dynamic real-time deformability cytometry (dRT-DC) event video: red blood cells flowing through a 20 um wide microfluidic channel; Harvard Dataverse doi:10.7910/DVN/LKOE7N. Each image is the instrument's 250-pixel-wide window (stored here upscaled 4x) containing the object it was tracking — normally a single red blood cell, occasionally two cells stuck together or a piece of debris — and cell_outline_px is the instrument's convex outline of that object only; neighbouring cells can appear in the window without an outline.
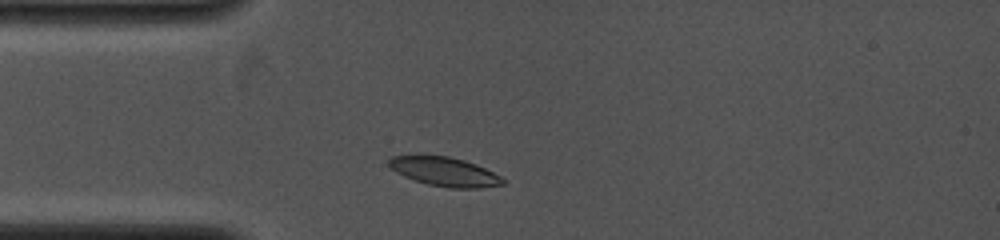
{"species": "common noctule bat (a hibernating species)", "species_latin": "Nyctalus noctula", "temperature_condition": "cold", "stored_images_in_passage": 5, "camera_frame_rate_fps": 4000, "um_per_image_px": 0.085, "animal": {"sex": "female", "body_mass_g": 19.0, "forearm_length_mm": 53.3}, "frame": {"image": 1, "passage_image": 1, "time_ms": 0.0, "image_size_px": [1000, 240], "cell_outline_px": [[504, 184], [480, 188], [448, 188], [428, 184], [404, 176], [396, 172], [388, 164], [388, 160], [392, 156], [420, 152], [448, 156], [464, 160], [476, 164], [500, 176], [504, 180]], "centroid_in_image_um": [37.72, 14.54], "position_along_channel_um": 47.3, "area_um2": 19.77}}
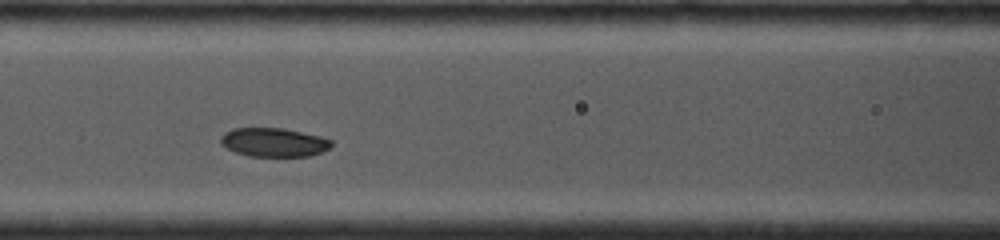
{"frame": {"image": 2, "passage_image": 4, "time_ms": 2.5, "image_size_px": [1000, 240], "cell_outline_px": [[332, 144], [328, 148], [320, 152], [308, 156], [248, 156], [236, 152], [220, 144], [220, 136], [224, 132], [232, 128], [284, 128], [320, 136], [332, 140]], "centroid_in_image_um": [23.23, 12.08], "position_along_channel_um": 143.4, "area_um2": 18.55}}
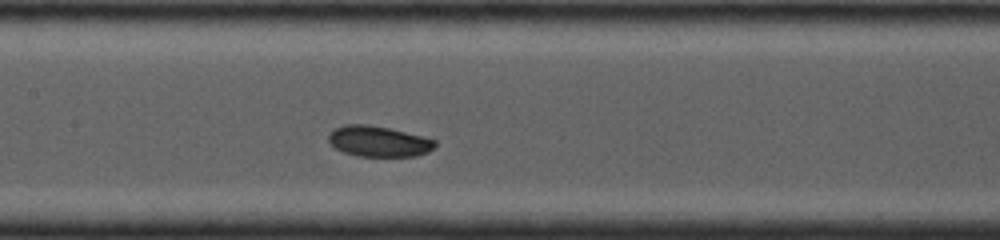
{"frame": {"image": 3, "passage_image": 5, "time_ms": 3.25, "image_size_px": [1000, 240], "cell_outline_px": [[436, 144], [428, 152], [416, 156], [356, 156], [344, 152], [336, 148], [328, 140], [328, 136], [336, 128], [344, 124], [368, 124], [388, 128], [436, 140]], "centroid_in_image_um": [32.17, 12.02], "position_along_channel_um": 175.2, "area_um2": 18.79}}